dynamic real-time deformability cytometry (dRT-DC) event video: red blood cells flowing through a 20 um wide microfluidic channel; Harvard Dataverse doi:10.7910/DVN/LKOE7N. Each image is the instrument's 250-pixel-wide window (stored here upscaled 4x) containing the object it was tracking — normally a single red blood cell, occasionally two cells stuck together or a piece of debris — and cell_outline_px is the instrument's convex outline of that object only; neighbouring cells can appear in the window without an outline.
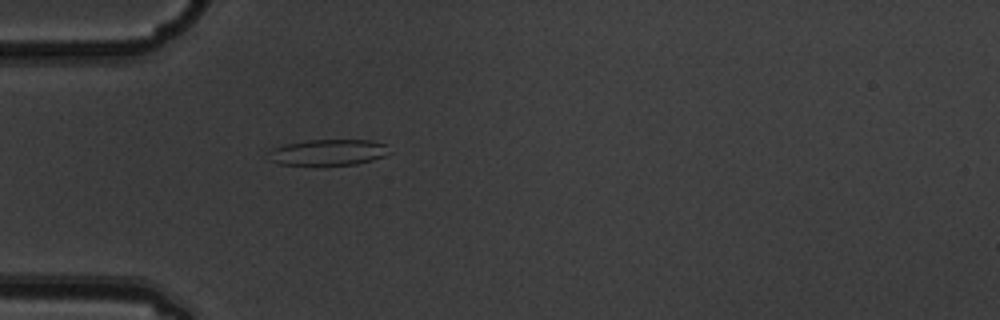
{"species": "common noctule bat (a hibernating species)", "species_latin": "Nyctalus noctula", "temperature_condition": "warm", "stored_images_in_passage": 5, "camera_frame_rate_fps": 3000, "um_per_image_px": 0.085, "animal": {"sex": "male", "body_mass_g": 19.5, "forearm_length_mm": 54.6}, "frame": {"image": 1, "passage_image": 5, "time_ms": 1.333, "image_size_px": [1000, 320], "cell_outline_px": [[392, 152], [384, 156], [372, 160], [356, 164], [280, 164], [268, 160], [264, 152], [272, 148], [284, 144], [308, 140], [372, 140], [384, 144]], "centroid_in_image_um": [27.84, 12.93], "position_along_channel_um": 57.2, "area_um2": 18.38}}